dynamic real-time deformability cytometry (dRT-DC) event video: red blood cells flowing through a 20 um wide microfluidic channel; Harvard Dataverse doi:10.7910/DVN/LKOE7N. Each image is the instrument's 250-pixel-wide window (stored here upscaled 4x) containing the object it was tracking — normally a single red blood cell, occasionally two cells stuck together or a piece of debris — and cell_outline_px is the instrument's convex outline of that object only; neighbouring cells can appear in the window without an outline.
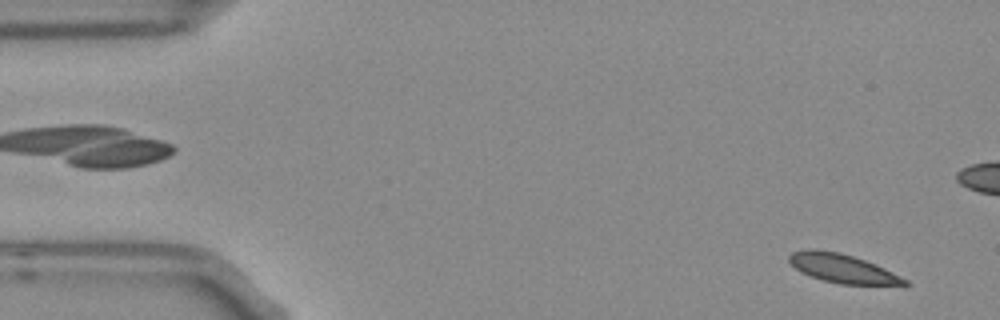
{"species": "Egyptian fruit bat (a non-hibernating species)", "species_latin": "Rousettus aegyptiacus", "temperature_condition": "room temperature", "stored_images_in_passage": 4, "camera_frame_rate_fps": 3000, "um_per_image_px": 0.085, "frame": {"image": 1, "passage_image": 4, "time_ms": 1.0, "image_size_px": [1000, 320], "cell_outline_px": [[912, 284], [840, 284], [824, 280], [800, 272], [788, 260], [788, 256], [792, 252], [804, 248], [812, 248], [840, 252], [864, 260], [908, 280]], "centroid_in_image_um": [71.52, 22.79], "position_along_channel_um": 13.5, "area_um2": 18.96}}